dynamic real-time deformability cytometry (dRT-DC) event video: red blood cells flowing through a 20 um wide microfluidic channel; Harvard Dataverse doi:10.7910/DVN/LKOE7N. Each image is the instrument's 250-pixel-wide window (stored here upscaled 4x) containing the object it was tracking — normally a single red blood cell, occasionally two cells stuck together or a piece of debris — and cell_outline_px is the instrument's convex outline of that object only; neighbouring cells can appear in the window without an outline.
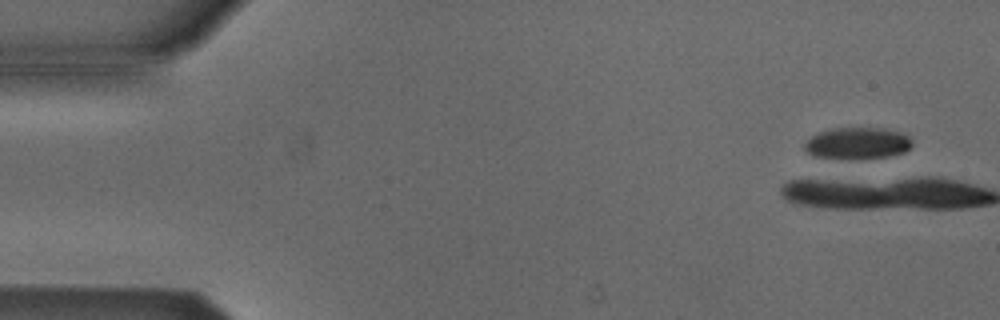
{"species": "Egyptian fruit bat (a non-hibernating species)", "species_latin": "Rousettus aegyptiacus", "temperature_condition": "cold", "stored_images_in_passage": 5, "camera_frame_rate_fps": 3000, "um_per_image_px": 0.085, "animal": {"sex": "male"}, "frame": {"image": 1, "passage_image": 2, "time_ms": 1.0, "image_size_px": [1000, 320], "cell_outline_px": [[912, 144], [904, 152], [888, 156], [848, 160], [812, 156], [804, 148], [804, 144], [812, 136], [820, 132], [832, 128], [876, 128], [900, 132], [908, 136], [912, 140]], "centroid_in_image_um": [72.85, 12.19], "position_along_channel_um": 12.1, "area_um2": 19.83}}